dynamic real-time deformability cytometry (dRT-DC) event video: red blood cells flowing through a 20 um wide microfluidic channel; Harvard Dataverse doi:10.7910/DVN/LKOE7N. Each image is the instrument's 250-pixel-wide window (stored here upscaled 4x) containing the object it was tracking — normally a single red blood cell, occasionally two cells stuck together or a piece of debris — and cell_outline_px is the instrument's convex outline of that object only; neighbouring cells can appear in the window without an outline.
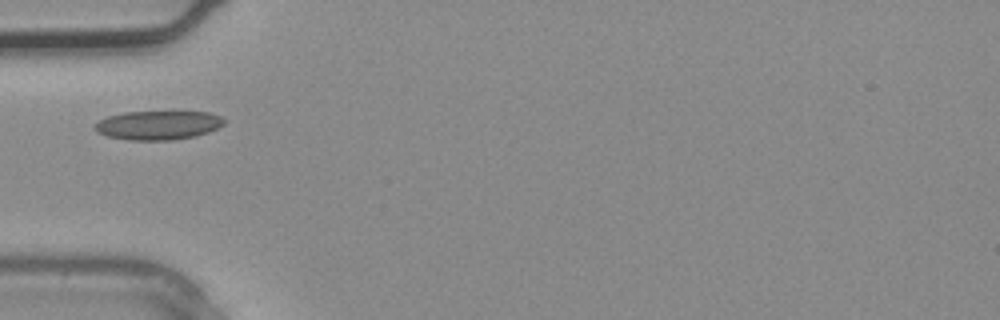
{"species": "common noctule bat (a hibernating species)", "species_latin": "Nyctalus noctula", "temperature_condition": "warm", "stored_images_in_passage": 3, "camera_frame_rate_fps": 3000, "um_per_image_px": 0.085, "animal": {"sex": "male", "body_mass_g": 20.4}, "frame": {"image": 1, "passage_image": 3, "time_ms": 0.667, "image_size_px": [1000, 320], "cell_outline_px": [[224, 124], [208, 132], [196, 136], [172, 140], [128, 140], [108, 136], [96, 132], [96, 124], [100, 120], [108, 116], [124, 112], [208, 112], [220, 116], [224, 120]], "centroid_in_image_um": [13.45, 10.64], "position_along_channel_um": 71.6, "area_um2": 21.62}}